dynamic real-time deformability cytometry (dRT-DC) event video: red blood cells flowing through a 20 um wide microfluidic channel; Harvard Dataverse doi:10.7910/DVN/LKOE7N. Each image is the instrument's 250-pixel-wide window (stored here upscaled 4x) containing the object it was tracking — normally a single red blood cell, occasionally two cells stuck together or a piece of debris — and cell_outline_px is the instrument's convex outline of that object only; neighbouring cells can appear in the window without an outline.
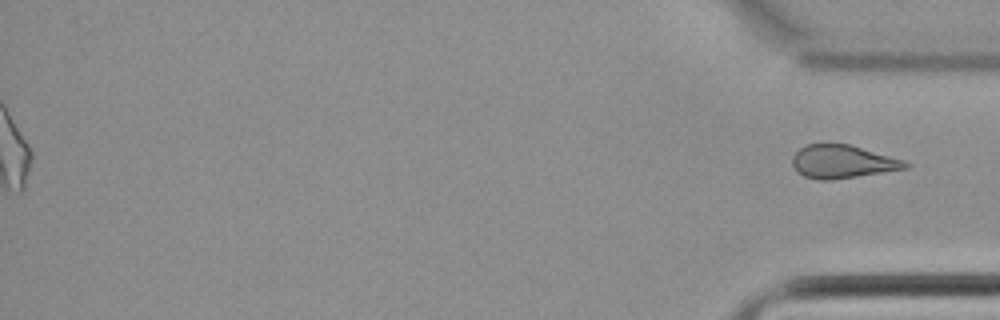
{"species": "common noctule bat (a hibernating species)", "species_latin": "Nyctalus noctula", "temperature_condition": "cold", "stored_images_in_passage": 63, "segment_of_instrument_passage": [2, 2], "camera_frame_rate_fps": 3000, "um_per_image_px": 0.085, "animal": {"sex": "female", "body_mass_g": 22.7, "forearm_length_mm": 54.2}, "frame": {"image": 1, "passage_image": 63, "time_ms": 20.667, "image_size_px": [1000, 320], "cell_outline_px": [[912, 164], [908, 168], [832, 180], [820, 180], [804, 176], [796, 172], [792, 164], [792, 156], [800, 148], [808, 144], [848, 144], [904, 160]], "centroid_in_image_um": [71.6, 13.75], "position_along_channel_um": 363.6, "area_um2": 21.73}}